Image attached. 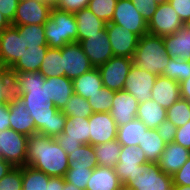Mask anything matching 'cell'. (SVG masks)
<instances>
[{"mask_svg": "<svg viewBox=\"0 0 190 190\" xmlns=\"http://www.w3.org/2000/svg\"><path fill=\"white\" fill-rule=\"evenodd\" d=\"M162 76L174 79L178 83L190 77V61L170 58Z\"/></svg>", "mask_w": 190, "mask_h": 190, "instance_id": "obj_39", "label": "cell"}, {"mask_svg": "<svg viewBox=\"0 0 190 190\" xmlns=\"http://www.w3.org/2000/svg\"><path fill=\"white\" fill-rule=\"evenodd\" d=\"M132 65V58L114 56L106 63L98 66L103 87L113 91L123 90Z\"/></svg>", "mask_w": 190, "mask_h": 190, "instance_id": "obj_8", "label": "cell"}, {"mask_svg": "<svg viewBox=\"0 0 190 190\" xmlns=\"http://www.w3.org/2000/svg\"><path fill=\"white\" fill-rule=\"evenodd\" d=\"M117 0H90L87 8L105 23L112 20Z\"/></svg>", "mask_w": 190, "mask_h": 190, "instance_id": "obj_40", "label": "cell"}, {"mask_svg": "<svg viewBox=\"0 0 190 190\" xmlns=\"http://www.w3.org/2000/svg\"><path fill=\"white\" fill-rule=\"evenodd\" d=\"M50 177L31 166H22V190H46Z\"/></svg>", "mask_w": 190, "mask_h": 190, "instance_id": "obj_35", "label": "cell"}, {"mask_svg": "<svg viewBox=\"0 0 190 190\" xmlns=\"http://www.w3.org/2000/svg\"><path fill=\"white\" fill-rule=\"evenodd\" d=\"M39 71L45 78L65 76L61 48H48Z\"/></svg>", "mask_w": 190, "mask_h": 190, "instance_id": "obj_33", "label": "cell"}, {"mask_svg": "<svg viewBox=\"0 0 190 190\" xmlns=\"http://www.w3.org/2000/svg\"><path fill=\"white\" fill-rule=\"evenodd\" d=\"M48 102H53L58 110H62L74 94L73 81L66 76L45 78Z\"/></svg>", "mask_w": 190, "mask_h": 190, "instance_id": "obj_22", "label": "cell"}, {"mask_svg": "<svg viewBox=\"0 0 190 190\" xmlns=\"http://www.w3.org/2000/svg\"><path fill=\"white\" fill-rule=\"evenodd\" d=\"M132 60L135 66L157 76L162 75L170 60L163 37L151 34L140 37Z\"/></svg>", "mask_w": 190, "mask_h": 190, "instance_id": "obj_4", "label": "cell"}, {"mask_svg": "<svg viewBox=\"0 0 190 190\" xmlns=\"http://www.w3.org/2000/svg\"><path fill=\"white\" fill-rule=\"evenodd\" d=\"M12 96V76L8 70H4L0 74V105L8 104Z\"/></svg>", "mask_w": 190, "mask_h": 190, "instance_id": "obj_43", "label": "cell"}, {"mask_svg": "<svg viewBox=\"0 0 190 190\" xmlns=\"http://www.w3.org/2000/svg\"><path fill=\"white\" fill-rule=\"evenodd\" d=\"M190 150L174 142L166 144L165 149L156 163L160 170L173 176L189 159Z\"/></svg>", "mask_w": 190, "mask_h": 190, "instance_id": "obj_23", "label": "cell"}, {"mask_svg": "<svg viewBox=\"0 0 190 190\" xmlns=\"http://www.w3.org/2000/svg\"><path fill=\"white\" fill-rule=\"evenodd\" d=\"M152 100L163 108H170L180 98V83L174 79L159 75L157 76L151 91Z\"/></svg>", "mask_w": 190, "mask_h": 190, "instance_id": "obj_24", "label": "cell"}, {"mask_svg": "<svg viewBox=\"0 0 190 190\" xmlns=\"http://www.w3.org/2000/svg\"><path fill=\"white\" fill-rule=\"evenodd\" d=\"M166 143L159 136L156 129L148 128L138 147L143 150L149 163H157L161 157Z\"/></svg>", "mask_w": 190, "mask_h": 190, "instance_id": "obj_30", "label": "cell"}, {"mask_svg": "<svg viewBox=\"0 0 190 190\" xmlns=\"http://www.w3.org/2000/svg\"><path fill=\"white\" fill-rule=\"evenodd\" d=\"M4 67L2 66V64L0 63V74L4 71Z\"/></svg>", "mask_w": 190, "mask_h": 190, "instance_id": "obj_61", "label": "cell"}, {"mask_svg": "<svg viewBox=\"0 0 190 190\" xmlns=\"http://www.w3.org/2000/svg\"><path fill=\"white\" fill-rule=\"evenodd\" d=\"M173 142L190 150V121L182 127H177Z\"/></svg>", "mask_w": 190, "mask_h": 190, "instance_id": "obj_49", "label": "cell"}, {"mask_svg": "<svg viewBox=\"0 0 190 190\" xmlns=\"http://www.w3.org/2000/svg\"><path fill=\"white\" fill-rule=\"evenodd\" d=\"M90 145L117 139V125L110 112L93 113L89 118Z\"/></svg>", "mask_w": 190, "mask_h": 190, "instance_id": "obj_18", "label": "cell"}, {"mask_svg": "<svg viewBox=\"0 0 190 190\" xmlns=\"http://www.w3.org/2000/svg\"><path fill=\"white\" fill-rule=\"evenodd\" d=\"M30 116L34 119L36 133L53 138L63 133L67 117L61 110H31Z\"/></svg>", "mask_w": 190, "mask_h": 190, "instance_id": "obj_16", "label": "cell"}, {"mask_svg": "<svg viewBox=\"0 0 190 190\" xmlns=\"http://www.w3.org/2000/svg\"><path fill=\"white\" fill-rule=\"evenodd\" d=\"M123 188L115 168L97 166L93 169L86 190H121Z\"/></svg>", "mask_w": 190, "mask_h": 190, "instance_id": "obj_25", "label": "cell"}, {"mask_svg": "<svg viewBox=\"0 0 190 190\" xmlns=\"http://www.w3.org/2000/svg\"><path fill=\"white\" fill-rule=\"evenodd\" d=\"M26 165L49 177H64L69 169V159L55 138L35 133L27 139Z\"/></svg>", "mask_w": 190, "mask_h": 190, "instance_id": "obj_2", "label": "cell"}, {"mask_svg": "<svg viewBox=\"0 0 190 190\" xmlns=\"http://www.w3.org/2000/svg\"><path fill=\"white\" fill-rule=\"evenodd\" d=\"M61 55L65 76L72 81L94 68L78 42L63 46L61 48Z\"/></svg>", "mask_w": 190, "mask_h": 190, "instance_id": "obj_13", "label": "cell"}, {"mask_svg": "<svg viewBox=\"0 0 190 190\" xmlns=\"http://www.w3.org/2000/svg\"><path fill=\"white\" fill-rule=\"evenodd\" d=\"M10 129L8 104L0 105V131Z\"/></svg>", "mask_w": 190, "mask_h": 190, "instance_id": "obj_52", "label": "cell"}, {"mask_svg": "<svg viewBox=\"0 0 190 190\" xmlns=\"http://www.w3.org/2000/svg\"><path fill=\"white\" fill-rule=\"evenodd\" d=\"M28 136L13 129L0 131V158L13 167L26 165Z\"/></svg>", "mask_w": 190, "mask_h": 190, "instance_id": "obj_7", "label": "cell"}, {"mask_svg": "<svg viewBox=\"0 0 190 190\" xmlns=\"http://www.w3.org/2000/svg\"><path fill=\"white\" fill-rule=\"evenodd\" d=\"M139 102L125 90L115 91L111 116L117 127L127 124L136 118Z\"/></svg>", "mask_w": 190, "mask_h": 190, "instance_id": "obj_19", "label": "cell"}, {"mask_svg": "<svg viewBox=\"0 0 190 190\" xmlns=\"http://www.w3.org/2000/svg\"><path fill=\"white\" fill-rule=\"evenodd\" d=\"M64 177H50L46 190H63Z\"/></svg>", "mask_w": 190, "mask_h": 190, "instance_id": "obj_53", "label": "cell"}, {"mask_svg": "<svg viewBox=\"0 0 190 190\" xmlns=\"http://www.w3.org/2000/svg\"><path fill=\"white\" fill-rule=\"evenodd\" d=\"M89 127L88 118L67 117L66 125L63 130L65 140L79 141L82 144H90Z\"/></svg>", "mask_w": 190, "mask_h": 190, "instance_id": "obj_31", "label": "cell"}, {"mask_svg": "<svg viewBox=\"0 0 190 190\" xmlns=\"http://www.w3.org/2000/svg\"><path fill=\"white\" fill-rule=\"evenodd\" d=\"M10 129L31 136L36 133L34 119L26 109L25 104L15 95L8 102Z\"/></svg>", "mask_w": 190, "mask_h": 190, "instance_id": "obj_20", "label": "cell"}, {"mask_svg": "<svg viewBox=\"0 0 190 190\" xmlns=\"http://www.w3.org/2000/svg\"><path fill=\"white\" fill-rule=\"evenodd\" d=\"M183 24L169 2L158 4L156 12L148 22V34L164 37L177 32Z\"/></svg>", "mask_w": 190, "mask_h": 190, "instance_id": "obj_11", "label": "cell"}, {"mask_svg": "<svg viewBox=\"0 0 190 190\" xmlns=\"http://www.w3.org/2000/svg\"><path fill=\"white\" fill-rule=\"evenodd\" d=\"M48 48L44 25H11L0 32V63L9 73L39 71Z\"/></svg>", "mask_w": 190, "mask_h": 190, "instance_id": "obj_1", "label": "cell"}, {"mask_svg": "<svg viewBox=\"0 0 190 190\" xmlns=\"http://www.w3.org/2000/svg\"><path fill=\"white\" fill-rule=\"evenodd\" d=\"M131 2L147 23L156 12L158 6L154 0H131Z\"/></svg>", "mask_w": 190, "mask_h": 190, "instance_id": "obj_44", "label": "cell"}, {"mask_svg": "<svg viewBox=\"0 0 190 190\" xmlns=\"http://www.w3.org/2000/svg\"><path fill=\"white\" fill-rule=\"evenodd\" d=\"M148 163L145 153L141 148L136 146H122L115 171L123 188L126 189L133 183L137 175L143 174Z\"/></svg>", "mask_w": 190, "mask_h": 190, "instance_id": "obj_6", "label": "cell"}, {"mask_svg": "<svg viewBox=\"0 0 190 190\" xmlns=\"http://www.w3.org/2000/svg\"><path fill=\"white\" fill-rule=\"evenodd\" d=\"M103 88V82L97 67L92 68L73 80L74 93L88 99Z\"/></svg>", "mask_w": 190, "mask_h": 190, "instance_id": "obj_28", "label": "cell"}, {"mask_svg": "<svg viewBox=\"0 0 190 190\" xmlns=\"http://www.w3.org/2000/svg\"><path fill=\"white\" fill-rule=\"evenodd\" d=\"M167 119L176 127L184 126L190 121V102L180 97L167 109Z\"/></svg>", "mask_w": 190, "mask_h": 190, "instance_id": "obj_37", "label": "cell"}, {"mask_svg": "<svg viewBox=\"0 0 190 190\" xmlns=\"http://www.w3.org/2000/svg\"><path fill=\"white\" fill-rule=\"evenodd\" d=\"M63 190H81L78 187L74 186L73 184L66 182L64 180V189Z\"/></svg>", "mask_w": 190, "mask_h": 190, "instance_id": "obj_57", "label": "cell"}, {"mask_svg": "<svg viewBox=\"0 0 190 190\" xmlns=\"http://www.w3.org/2000/svg\"><path fill=\"white\" fill-rule=\"evenodd\" d=\"M156 78L157 75L133 64L127 75L123 90L132 94L139 103L148 101L152 98L151 91Z\"/></svg>", "mask_w": 190, "mask_h": 190, "instance_id": "obj_12", "label": "cell"}, {"mask_svg": "<svg viewBox=\"0 0 190 190\" xmlns=\"http://www.w3.org/2000/svg\"><path fill=\"white\" fill-rule=\"evenodd\" d=\"M20 0H0V12L12 23Z\"/></svg>", "mask_w": 190, "mask_h": 190, "instance_id": "obj_50", "label": "cell"}, {"mask_svg": "<svg viewBox=\"0 0 190 190\" xmlns=\"http://www.w3.org/2000/svg\"><path fill=\"white\" fill-rule=\"evenodd\" d=\"M136 118L148 128L156 129L167 119V109L150 99L139 103Z\"/></svg>", "mask_w": 190, "mask_h": 190, "instance_id": "obj_26", "label": "cell"}, {"mask_svg": "<svg viewBox=\"0 0 190 190\" xmlns=\"http://www.w3.org/2000/svg\"><path fill=\"white\" fill-rule=\"evenodd\" d=\"M69 169L75 167H85L94 169L98 166V161L94 153V148L90 144H83L80 148L68 155Z\"/></svg>", "mask_w": 190, "mask_h": 190, "instance_id": "obj_34", "label": "cell"}, {"mask_svg": "<svg viewBox=\"0 0 190 190\" xmlns=\"http://www.w3.org/2000/svg\"><path fill=\"white\" fill-rule=\"evenodd\" d=\"M163 42L170 58L190 61V20L174 34L164 36Z\"/></svg>", "mask_w": 190, "mask_h": 190, "instance_id": "obj_21", "label": "cell"}, {"mask_svg": "<svg viewBox=\"0 0 190 190\" xmlns=\"http://www.w3.org/2000/svg\"><path fill=\"white\" fill-rule=\"evenodd\" d=\"M13 169V166L3 159H0V180Z\"/></svg>", "mask_w": 190, "mask_h": 190, "instance_id": "obj_55", "label": "cell"}, {"mask_svg": "<svg viewBox=\"0 0 190 190\" xmlns=\"http://www.w3.org/2000/svg\"><path fill=\"white\" fill-rule=\"evenodd\" d=\"M159 136L163 141L168 144L174 141L175 134L177 132V127L173 125L168 119H165L157 128Z\"/></svg>", "mask_w": 190, "mask_h": 190, "instance_id": "obj_45", "label": "cell"}, {"mask_svg": "<svg viewBox=\"0 0 190 190\" xmlns=\"http://www.w3.org/2000/svg\"><path fill=\"white\" fill-rule=\"evenodd\" d=\"M22 187V167H13L0 180V190H22Z\"/></svg>", "mask_w": 190, "mask_h": 190, "instance_id": "obj_42", "label": "cell"}, {"mask_svg": "<svg viewBox=\"0 0 190 190\" xmlns=\"http://www.w3.org/2000/svg\"><path fill=\"white\" fill-rule=\"evenodd\" d=\"M122 145L117 139L93 146L98 166L115 168Z\"/></svg>", "mask_w": 190, "mask_h": 190, "instance_id": "obj_32", "label": "cell"}, {"mask_svg": "<svg viewBox=\"0 0 190 190\" xmlns=\"http://www.w3.org/2000/svg\"><path fill=\"white\" fill-rule=\"evenodd\" d=\"M61 111L66 117L89 118L93 114L91 105L87 99L75 93L70 97Z\"/></svg>", "mask_w": 190, "mask_h": 190, "instance_id": "obj_36", "label": "cell"}, {"mask_svg": "<svg viewBox=\"0 0 190 190\" xmlns=\"http://www.w3.org/2000/svg\"><path fill=\"white\" fill-rule=\"evenodd\" d=\"M89 1L90 0H60L55 7L62 11L75 13L87 8Z\"/></svg>", "mask_w": 190, "mask_h": 190, "instance_id": "obj_46", "label": "cell"}, {"mask_svg": "<svg viewBox=\"0 0 190 190\" xmlns=\"http://www.w3.org/2000/svg\"><path fill=\"white\" fill-rule=\"evenodd\" d=\"M56 142L64 149L67 155L74 152L83 145L79 141L65 140V134H60L55 137Z\"/></svg>", "mask_w": 190, "mask_h": 190, "instance_id": "obj_51", "label": "cell"}, {"mask_svg": "<svg viewBox=\"0 0 190 190\" xmlns=\"http://www.w3.org/2000/svg\"><path fill=\"white\" fill-rule=\"evenodd\" d=\"M180 97L190 102V77L180 82Z\"/></svg>", "mask_w": 190, "mask_h": 190, "instance_id": "obj_54", "label": "cell"}, {"mask_svg": "<svg viewBox=\"0 0 190 190\" xmlns=\"http://www.w3.org/2000/svg\"><path fill=\"white\" fill-rule=\"evenodd\" d=\"M44 1L55 7L60 0H44Z\"/></svg>", "mask_w": 190, "mask_h": 190, "instance_id": "obj_59", "label": "cell"}, {"mask_svg": "<svg viewBox=\"0 0 190 190\" xmlns=\"http://www.w3.org/2000/svg\"><path fill=\"white\" fill-rule=\"evenodd\" d=\"M92 171L93 169H86L85 167H75V169H68L64 175V180L81 190H86V185L90 179Z\"/></svg>", "mask_w": 190, "mask_h": 190, "instance_id": "obj_41", "label": "cell"}, {"mask_svg": "<svg viewBox=\"0 0 190 190\" xmlns=\"http://www.w3.org/2000/svg\"><path fill=\"white\" fill-rule=\"evenodd\" d=\"M168 2L183 23L190 20V0H169Z\"/></svg>", "mask_w": 190, "mask_h": 190, "instance_id": "obj_47", "label": "cell"}, {"mask_svg": "<svg viewBox=\"0 0 190 190\" xmlns=\"http://www.w3.org/2000/svg\"><path fill=\"white\" fill-rule=\"evenodd\" d=\"M12 76L13 95L17 96L26 109H57L53 102H48L45 77L40 71L10 73Z\"/></svg>", "mask_w": 190, "mask_h": 190, "instance_id": "obj_3", "label": "cell"}, {"mask_svg": "<svg viewBox=\"0 0 190 190\" xmlns=\"http://www.w3.org/2000/svg\"><path fill=\"white\" fill-rule=\"evenodd\" d=\"M173 185L190 186V157L187 162L172 176Z\"/></svg>", "mask_w": 190, "mask_h": 190, "instance_id": "obj_48", "label": "cell"}, {"mask_svg": "<svg viewBox=\"0 0 190 190\" xmlns=\"http://www.w3.org/2000/svg\"><path fill=\"white\" fill-rule=\"evenodd\" d=\"M148 129L138 118L133 119L127 124L117 127V141L122 146H136L142 141Z\"/></svg>", "mask_w": 190, "mask_h": 190, "instance_id": "obj_29", "label": "cell"}, {"mask_svg": "<svg viewBox=\"0 0 190 190\" xmlns=\"http://www.w3.org/2000/svg\"><path fill=\"white\" fill-rule=\"evenodd\" d=\"M111 22L139 37L148 34V23L133 6L131 0H117Z\"/></svg>", "mask_w": 190, "mask_h": 190, "instance_id": "obj_10", "label": "cell"}, {"mask_svg": "<svg viewBox=\"0 0 190 190\" xmlns=\"http://www.w3.org/2000/svg\"><path fill=\"white\" fill-rule=\"evenodd\" d=\"M78 27V43L89 35L98 34L106 27V23L94 15L88 8L74 13Z\"/></svg>", "mask_w": 190, "mask_h": 190, "instance_id": "obj_27", "label": "cell"}, {"mask_svg": "<svg viewBox=\"0 0 190 190\" xmlns=\"http://www.w3.org/2000/svg\"><path fill=\"white\" fill-rule=\"evenodd\" d=\"M79 44L94 67L114 57L106 27L98 34L89 35V38L83 39Z\"/></svg>", "mask_w": 190, "mask_h": 190, "instance_id": "obj_14", "label": "cell"}, {"mask_svg": "<svg viewBox=\"0 0 190 190\" xmlns=\"http://www.w3.org/2000/svg\"><path fill=\"white\" fill-rule=\"evenodd\" d=\"M114 93L115 91L103 87L94 95L90 96L87 101L91 105L93 113L110 112L113 104Z\"/></svg>", "mask_w": 190, "mask_h": 190, "instance_id": "obj_38", "label": "cell"}, {"mask_svg": "<svg viewBox=\"0 0 190 190\" xmlns=\"http://www.w3.org/2000/svg\"><path fill=\"white\" fill-rule=\"evenodd\" d=\"M44 26L45 39L50 48H62L66 44L78 42V27L74 13L53 7Z\"/></svg>", "mask_w": 190, "mask_h": 190, "instance_id": "obj_5", "label": "cell"}, {"mask_svg": "<svg viewBox=\"0 0 190 190\" xmlns=\"http://www.w3.org/2000/svg\"><path fill=\"white\" fill-rule=\"evenodd\" d=\"M172 176L160 170L156 163L146 164V170L134 178L127 190H172Z\"/></svg>", "mask_w": 190, "mask_h": 190, "instance_id": "obj_15", "label": "cell"}, {"mask_svg": "<svg viewBox=\"0 0 190 190\" xmlns=\"http://www.w3.org/2000/svg\"><path fill=\"white\" fill-rule=\"evenodd\" d=\"M106 31L114 56L133 58L140 37L112 22L106 23Z\"/></svg>", "mask_w": 190, "mask_h": 190, "instance_id": "obj_17", "label": "cell"}, {"mask_svg": "<svg viewBox=\"0 0 190 190\" xmlns=\"http://www.w3.org/2000/svg\"><path fill=\"white\" fill-rule=\"evenodd\" d=\"M12 24L0 12V32L10 27Z\"/></svg>", "mask_w": 190, "mask_h": 190, "instance_id": "obj_56", "label": "cell"}, {"mask_svg": "<svg viewBox=\"0 0 190 190\" xmlns=\"http://www.w3.org/2000/svg\"><path fill=\"white\" fill-rule=\"evenodd\" d=\"M53 6L44 0H20L12 26L44 25L50 18Z\"/></svg>", "mask_w": 190, "mask_h": 190, "instance_id": "obj_9", "label": "cell"}, {"mask_svg": "<svg viewBox=\"0 0 190 190\" xmlns=\"http://www.w3.org/2000/svg\"><path fill=\"white\" fill-rule=\"evenodd\" d=\"M172 190H190V186L173 185Z\"/></svg>", "mask_w": 190, "mask_h": 190, "instance_id": "obj_58", "label": "cell"}, {"mask_svg": "<svg viewBox=\"0 0 190 190\" xmlns=\"http://www.w3.org/2000/svg\"><path fill=\"white\" fill-rule=\"evenodd\" d=\"M156 4L167 3L169 0H154Z\"/></svg>", "mask_w": 190, "mask_h": 190, "instance_id": "obj_60", "label": "cell"}]
</instances>
